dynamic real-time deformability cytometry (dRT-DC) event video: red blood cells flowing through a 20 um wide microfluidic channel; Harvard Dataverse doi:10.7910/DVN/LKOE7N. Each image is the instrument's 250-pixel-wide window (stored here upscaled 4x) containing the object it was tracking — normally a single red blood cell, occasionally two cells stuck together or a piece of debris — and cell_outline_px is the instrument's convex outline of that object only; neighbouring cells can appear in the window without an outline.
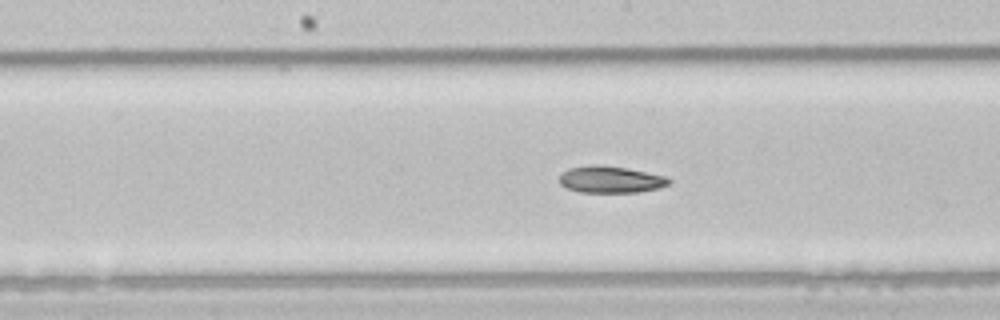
{"species": "common noctule bat (a hibernating species)", "species_latin": "Nyctalus noctula", "temperature_condition": "room temperature", "stored_images_in_passage": 8, "segment_of_instrument_passage": [2, 2], "camera_frame_rate_fps": 3000, "um_per_image_px": 0.085, "animal": {"sex": "male", "body_mass_g": 21.5, "forearm_length_mm": 52.0}, "frame": {"image": 1, "passage_image": 8, "time_ms": 2.333, "image_size_px": [1000, 320], "cell_outline_px": [[672, 180], [668, 184], [660, 188], [636, 192], [580, 192], [568, 188], [560, 184], [560, 176], [568, 168], [596, 164], [600, 164], [628, 168], [664, 176]], "centroid_in_image_um": [51.9, 15.25], "position_along_channel_um": 196.3, "area_um2": 16.99}}